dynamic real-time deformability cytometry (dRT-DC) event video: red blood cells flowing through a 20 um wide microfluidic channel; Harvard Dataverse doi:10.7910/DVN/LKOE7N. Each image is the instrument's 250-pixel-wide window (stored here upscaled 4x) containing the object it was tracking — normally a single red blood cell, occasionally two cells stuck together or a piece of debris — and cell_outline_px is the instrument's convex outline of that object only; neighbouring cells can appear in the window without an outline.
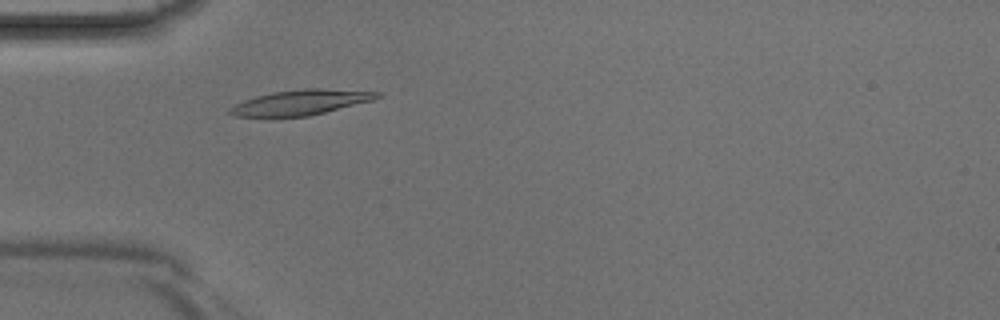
{"species": "Egyptian fruit bat (a non-hibernating species)", "species_latin": "Rousettus aegyptiacus", "temperature_condition": "room temperature", "stored_images_in_passage": 33, "camera_frame_rate_fps": 3000, "um_per_image_px": 0.085, "animal": {"sex": "male"}, "frame": {"image": 1, "passage_image": 3, "time_ms": 0.667, "image_size_px": [1000, 320], "cell_outline_px": [[384, 96], [372, 100], [308, 116], [272, 120], [236, 116], [228, 112], [228, 108], [244, 100], [256, 96], [272, 92], [304, 88], [324, 88], [384, 92]], "centroid_in_image_um": [25.5, 8.74], "position_along_channel_um": 59.5, "area_um2": 22.48}}
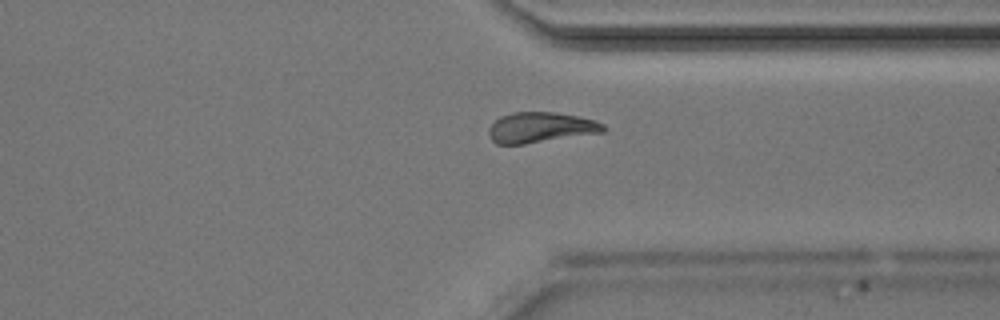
{"frame": {"image": 2, "passage_image": 23, "time_ms": 7.333, "image_size_px": [1000, 320], "cell_outline_px": [[604, 132], [524, 144], [496, 144], [492, 140], [488, 132], [492, 124], [500, 116], [512, 112], [556, 112], [580, 116], [604, 124]], "centroid_in_image_um": [45.94, 10.83], "position_along_channel_um": 365.5, "area_um2": 20.23}}
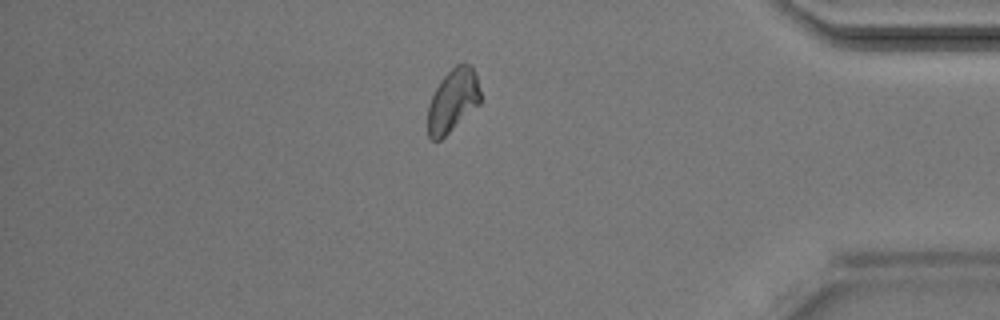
{"frame": {"image": 3, "passage_image": 27, "time_ms": 8.667, "image_size_px": [1000, 320], "cell_outline_px": [[480, 104], [440, 140], [432, 140], [428, 136], [428, 104], [440, 80], [456, 64], [472, 64], [476, 76], [480, 92]], "centroid_in_image_um": [38.49, 8.54], "position_along_channel_um": 396.7, "area_um2": 19.19}}